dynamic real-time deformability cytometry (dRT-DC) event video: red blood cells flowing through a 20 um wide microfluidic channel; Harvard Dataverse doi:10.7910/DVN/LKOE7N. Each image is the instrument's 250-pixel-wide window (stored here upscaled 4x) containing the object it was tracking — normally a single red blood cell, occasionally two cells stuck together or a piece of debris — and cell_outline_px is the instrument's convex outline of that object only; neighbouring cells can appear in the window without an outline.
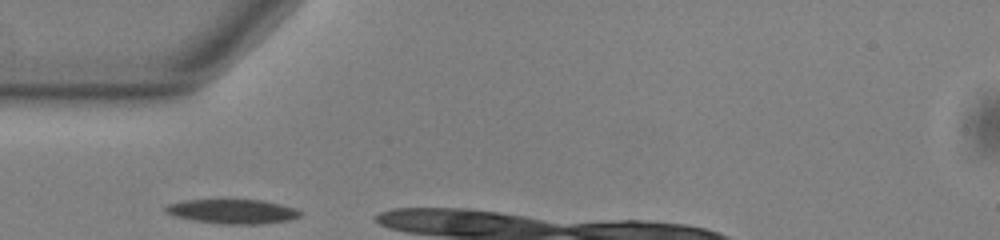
{"species": "common noctule bat (a hibernating species)", "species_latin": "Nyctalus noctula", "temperature_condition": "warm", "stored_images_in_passage": 6, "camera_frame_rate_fps": 3000, "um_per_image_px": 0.085, "animal": {"sex": "male", "body_mass_g": 13.0, "forearm_length_mm": 53.1}, "frame": {"image": 1, "passage_image": 1, "time_ms": 0.0, "image_size_px": [1000, 240], "cell_outline_px": [[304, 212], [300, 216], [288, 220], [260, 224], [220, 224], [196, 220], [176, 216], [164, 212], [164, 208], [168, 204], [180, 200], [260, 200], [280, 204], [296, 208]], "centroid_in_image_um": [19.78, 17.97], "position_along_channel_um": 65.2, "area_um2": 19.07}}
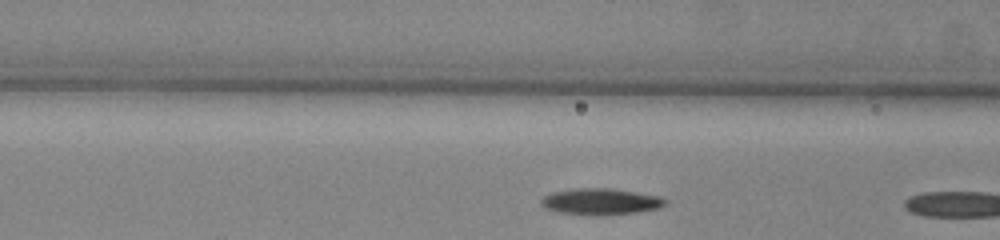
{"frame": {"image": 2, "passage_image": 5, "time_ms": 1.333, "image_size_px": [1000, 240], "cell_outline_px": [[668, 204], [660, 208], [636, 212], [600, 216], [596, 216], [560, 212], [544, 208], [540, 204], [540, 200], [544, 196], [552, 192], [576, 188], [612, 188], [660, 196], [668, 200]], "centroid_in_image_um": [51.08, 17.13], "position_along_channel_um": 115.5, "area_um2": 19.31}}